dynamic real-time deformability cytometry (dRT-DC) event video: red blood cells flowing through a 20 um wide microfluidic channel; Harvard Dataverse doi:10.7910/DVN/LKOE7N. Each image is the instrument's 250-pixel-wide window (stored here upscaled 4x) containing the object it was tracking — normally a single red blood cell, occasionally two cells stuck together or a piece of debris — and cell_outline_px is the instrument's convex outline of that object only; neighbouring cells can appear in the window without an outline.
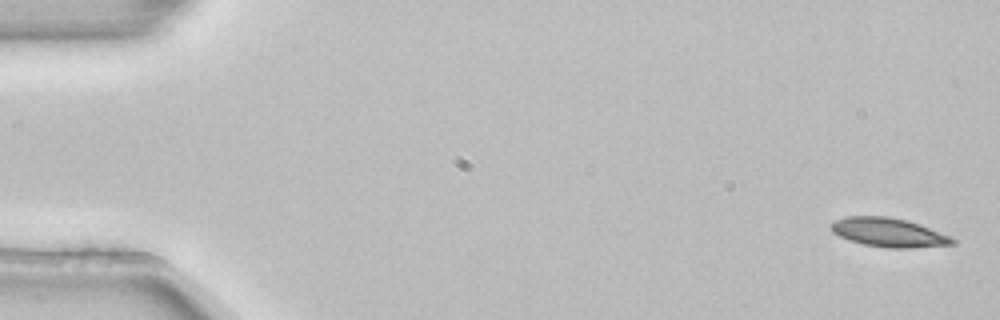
{"species": "common noctule bat (a hibernating species)", "species_latin": "Nyctalus noctula", "temperature_condition": "room temperature", "stored_images_in_passage": 5, "camera_frame_rate_fps": 3000, "um_per_image_px": 0.085, "animal": {"sex": "female", "body_mass_g": 22.7, "forearm_length_mm": 54.2}, "frame": {"image": 1, "passage_image": 1, "time_ms": 0.0, "image_size_px": [1000, 320], "cell_outline_px": [[956, 244], [912, 248], [884, 248], [864, 244], [840, 236], [832, 232], [832, 224], [836, 220], [844, 216], [888, 216], [908, 220], [920, 224], [952, 236], [956, 240]], "centroid_in_image_um": [75.61, 19.76], "position_along_channel_um": 9.4, "area_um2": 20.58}}
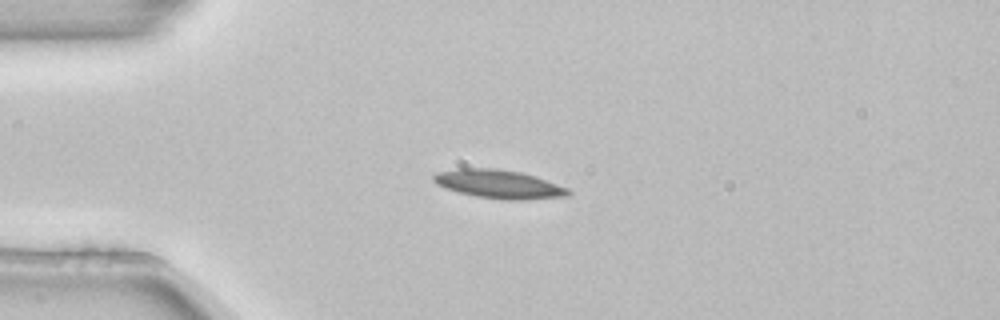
{"frame": {"image": 2, "passage_image": 4, "time_ms": 1.0, "image_size_px": [1000, 320], "cell_outline_px": [[572, 192], [568, 196], [524, 200], [508, 200], [476, 196], [444, 188], [436, 184], [432, 180], [432, 176], [436, 172], [456, 168], [496, 168], [520, 172], [536, 176], [568, 188]], "centroid_in_image_um": [42.39, 15.64], "position_along_channel_um": 42.6, "area_um2": 22.54}}